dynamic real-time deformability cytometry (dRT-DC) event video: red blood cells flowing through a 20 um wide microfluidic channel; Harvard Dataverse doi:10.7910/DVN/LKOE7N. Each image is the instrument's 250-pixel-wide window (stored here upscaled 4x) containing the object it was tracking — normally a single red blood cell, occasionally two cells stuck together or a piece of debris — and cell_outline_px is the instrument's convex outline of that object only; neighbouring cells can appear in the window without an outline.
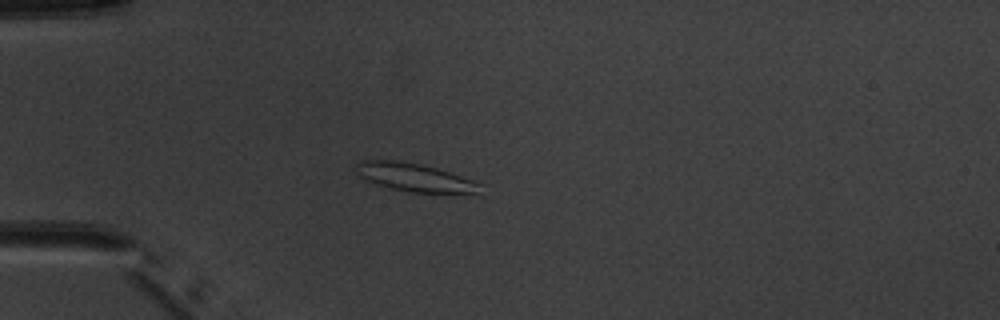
{"species": "common noctule bat (a hibernating species)", "species_latin": "Nyctalus noctula", "temperature_condition": "warm", "stored_images_in_passage": 6, "camera_frame_rate_fps": 3000, "um_per_image_px": 0.085, "animal": {"sex": "male", "body_mass_g": 20.1, "forearm_length_mm": 53.5}, "frame": {"image": 1, "passage_image": 5, "time_ms": 4.667, "image_size_px": [1000, 320], "cell_outline_px": [[484, 196], [480, 196], [412, 192], [388, 188], [376, 184], [360, 176], [356, 164], [360, 160], [400, 160], [420, 164], [436, 168], [472, 180], [480, 184]], "centroid_in_image_um": [35.4, 15.13], "position_along_channel_um": 49.6, "area_um2": 20.98}}